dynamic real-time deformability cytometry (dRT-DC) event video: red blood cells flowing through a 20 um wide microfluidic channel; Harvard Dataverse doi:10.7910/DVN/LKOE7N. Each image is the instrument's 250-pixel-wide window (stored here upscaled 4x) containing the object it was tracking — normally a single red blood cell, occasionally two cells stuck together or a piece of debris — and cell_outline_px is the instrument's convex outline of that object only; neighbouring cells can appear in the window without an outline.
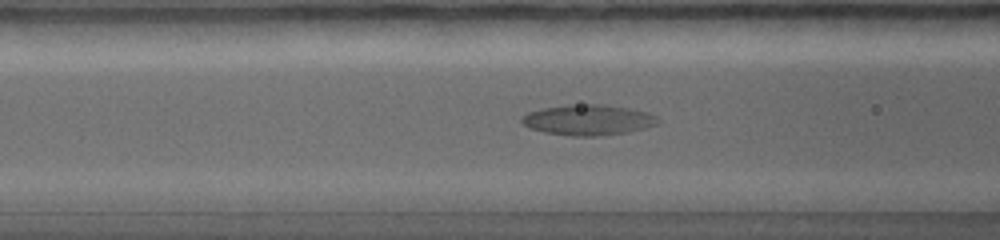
{"species": "common noctule bat (a hibernating species)", "species_latin": "Nyctalus noctula", "temperature_condition": "warm", "stored_images_in_passage": 32, "camera_frame_rate_fps": 5000, "um_per_image_px": 0.085, "animal": {"sex": "female", "body_mass_g": 19.0, "forearm_length_mm": 56.7}, "frame": {"image": 1, "passage_image": 16, "time_ms": 3.0, "image_size_px": [1000, 240], "cell_outline_px": [[660, 124], [628, 132], [596, 136], [572, 136], [544, 132], [528, 128], [520, 120], [520, 116], [528, 112], [544, 108], [568, 104], [604, 104], [628, 108], [648, 112], [656, 116], [660, 120]], "centroid_in_image_um": [49.99, 10.19], "position_along_channel_um": 116.6, "area_um2": 24.45}}
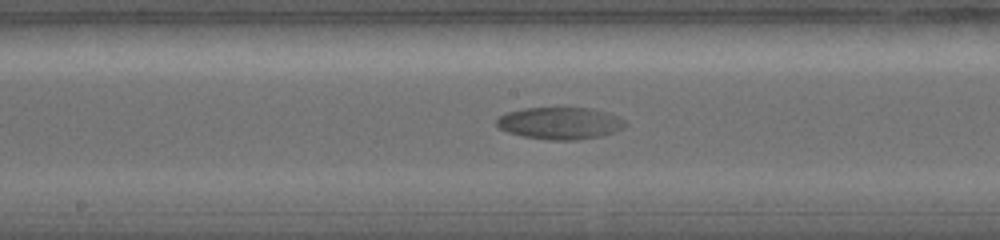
{"frame": {"image": 2, "passage_image": 23, "time_ms": 4.4, "image_size_px": [1000, 240], "cell_outline_px": [[628, 124], [624, 128], [600, 136], [576, 140], [548, 140], [524, 136], [508, 132], [500, 128], [496, 124], [496, 120], [500, 116], [508, 112], [524, 108], [592, 108], [628, 120]], "centroid_in_image_um": [47.63, 10.47], "position_along_channel_um": 200.6, "area_um2": 23.93}}
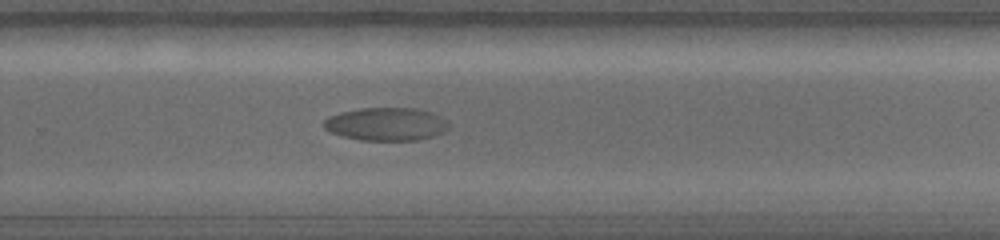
{"frame": {"image": 3, "passage_image": 31, "time_ms": 6.0, "image_size_px": [1000, 240], "cell_outline_px": [[452, 128], [444, 132], [420, 140], [360, 140], [344, 136], [332, 132], [324, 128], [324, 120], [328, 116], [340, 112], [360, 108], [420, 108], [432, 112], [448, 120]], "centroid_in_image_um": [32.89, 10.54], "position_along_channel_um": 296.9, "area_um2": 24.33}}